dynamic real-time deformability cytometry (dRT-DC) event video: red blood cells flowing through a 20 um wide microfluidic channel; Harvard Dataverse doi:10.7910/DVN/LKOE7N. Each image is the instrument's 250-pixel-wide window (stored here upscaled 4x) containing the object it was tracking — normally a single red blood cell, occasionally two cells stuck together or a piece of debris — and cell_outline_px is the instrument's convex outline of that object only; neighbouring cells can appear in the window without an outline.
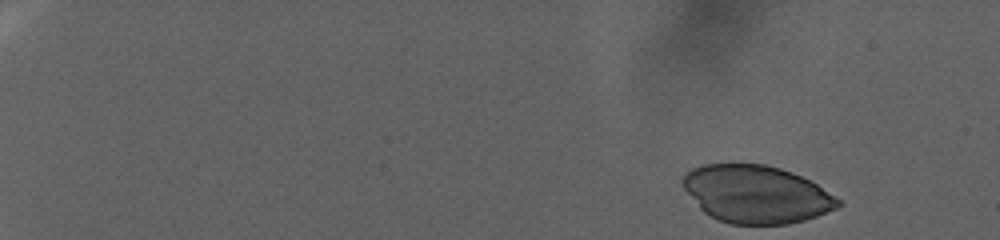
{"species": "human", "species_latin": "Homo sapiens", "temperature_condition": "warm", "stored_images_in_passage": 79, "camera_frame_rate_fps": 3000, "um_per_image_px": 0.085, "donor": {"sex": "female"}, "frame": {"image": 1, "passage_image": 1, "time_ms": 0.0, "image_size_px": [1000, 240], "cell_outline_px": [[844, 204], [836, 208], [816, 216], [804, 220], [788, 224], [728, 224], [704, 212], [700, 208], [684, 188], [680, 180], [684, 172], [700, 164], [732, 160], [764, 164], [780, 168], [792, 172], [816, 184], [840, 200]], "centroid_in_image_um": [64.21, 16.45], "position_along_channel_um": 20.8, "area_um2": 52.94}}